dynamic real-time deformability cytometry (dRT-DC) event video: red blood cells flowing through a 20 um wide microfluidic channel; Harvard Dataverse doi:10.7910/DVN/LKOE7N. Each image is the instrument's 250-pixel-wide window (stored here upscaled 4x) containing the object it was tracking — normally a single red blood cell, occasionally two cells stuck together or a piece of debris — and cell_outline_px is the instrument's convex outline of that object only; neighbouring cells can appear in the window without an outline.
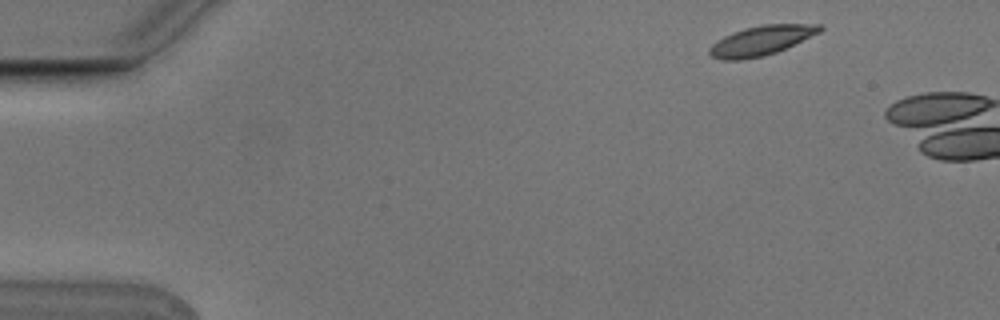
{"species": "Egyptian fruit bat (a non-hibernating species)", "species_latin": "Rousettus aegyptiacus", "temperature_condition": "cold", "stored_images_in_passage": 2, "camera_frame_rate_fps": 3000, "um_per_image_px": 0.085, "animal": {"sex": "male"}, "frame": {"image": 1, "passage_image": 1, "time_ms": 0.0, "image_size_px": [1000, 320], "cell_outline_px": [[824, 28], [820, 32], [776, 52], [764, 56], [740, 60], [720, 60], [712, 56], [708, 52], [708, 48], [716, 40], [732, 32], [744, 28], [764, 24], [820, 24]], "centroid_in_image_um": [64.66, 3.45], "position_along_channel_um": 20.3, "area_um2": 19.02}}